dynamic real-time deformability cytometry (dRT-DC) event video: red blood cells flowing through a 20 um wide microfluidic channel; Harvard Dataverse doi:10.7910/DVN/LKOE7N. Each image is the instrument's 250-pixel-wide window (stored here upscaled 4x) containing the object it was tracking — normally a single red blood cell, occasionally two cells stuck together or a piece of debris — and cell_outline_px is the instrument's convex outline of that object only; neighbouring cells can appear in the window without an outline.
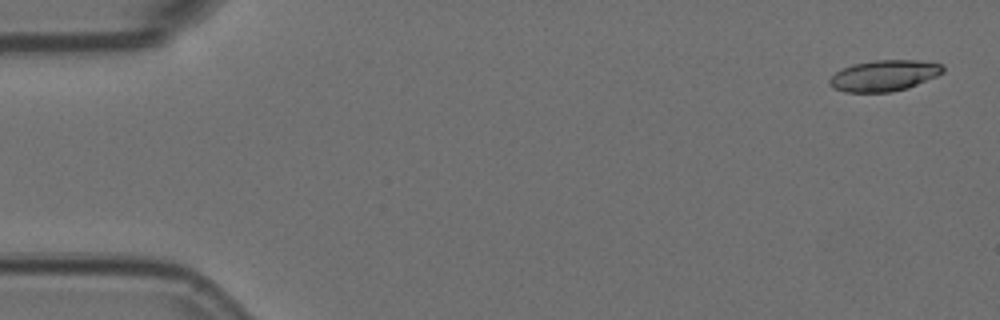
{"species": "Egyptian fruit bat (a non-hibernating species)", "species_latin": "Rousettus aegyptiacus", "temperature_condition": "room temperature", "stored_images_in_passage": 5, "camera_frame_rate_fps": 3000, "um_per_image_px": 0.085, "animal": {"sex": "female"}, "frame": {"image": 1, "passage_image": 1, "time_ms": 0.0, "image_size_px": [1000, 320], "cell_outline_px": [[944, 72], [936, 76], [908, 88], [892, 92], [844, 92], [832, 88], [828, 84], [828, 80], [836, 72], [852, 64], [876, 60], [916, 60], [944, 64]], "centroid_in_image_um": [75.14, 6.43], "position_along_channel_um": 9.9, "area_um2": 20.58}}
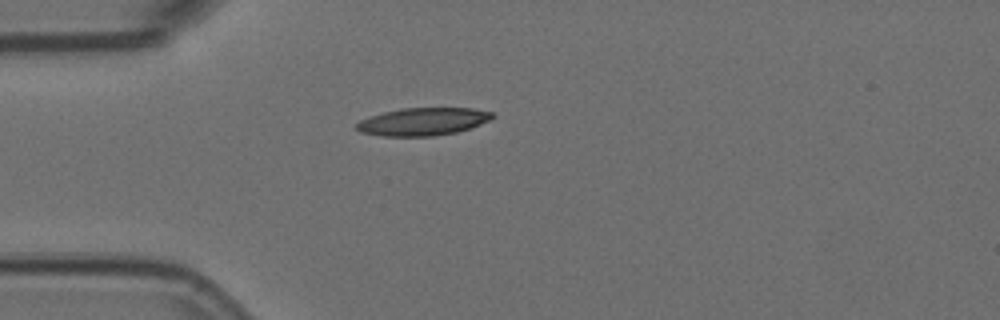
{"frame": {"image": 2, "passage_image": 5, "time_ms": 1.333, "image_size_px": [1000, 320], "cell_outline_px": [[496, 116], [492, 120], [456, 132], [436, 136], [384, 136], [360, 132], [356, 128], [356, 124], [360, 120], [384, 112], [400, 108], [472, 108], [492, 112]], "centroid_in_image_um": [35.98, 10.33], "position_along_channel_um": 49.0, "area_um2": 21.91}}